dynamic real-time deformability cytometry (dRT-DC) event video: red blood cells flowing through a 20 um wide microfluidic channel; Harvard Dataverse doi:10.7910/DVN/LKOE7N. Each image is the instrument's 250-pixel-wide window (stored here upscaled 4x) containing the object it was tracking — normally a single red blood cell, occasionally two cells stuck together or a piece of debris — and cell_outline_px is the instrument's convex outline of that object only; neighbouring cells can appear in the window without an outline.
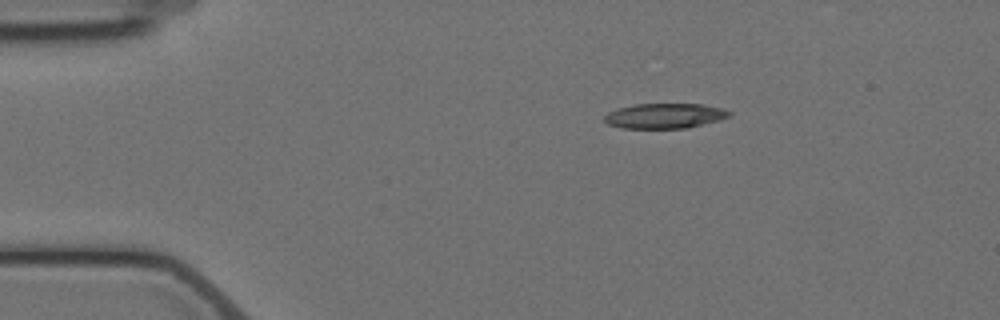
{"species": "Egyptian fruit bat (a non-hibernating species)", "species_latin": "Rousettus aegyptiacus", "temperature_condition": "cold", "stored_images_in_passage": 3, "camera_frame_rate_fps": 3000, "um_per_image_px": 0.085, "animal": {"sex": "female"}, "frame": {"image": 1, "passage_image": 1, "time_ms": 0.0, "image_size_px": [1000, 320], "cell_outline_px": [[732, 116], [720, 120], [688, 128], [620, 128], [608, 124], [604, 120], [604, 116], [608, 112], [616, 108], [632, 104], [704, 104], [720, 108], [732, 112]], "centroid_in_image_um": [56.5, 9.84], "position_along_channel_um": 28.5, "area_um2": 18.44}}